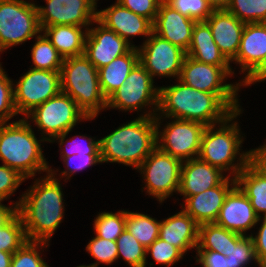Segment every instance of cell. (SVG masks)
Wrapping results in <instances>:
<instances>
[{
	"mask_svg": "<svg viewBox=\"0 0 266 267\" xmlns=\"http://www.w3.org/2000/svg\"><path fill=\"white\" fill-rule=\"evenodd\" d=\"M31 119L42 131L48 135V142L59 140L60 148L65 143V138L75 127L78 121L90 120L77 106V103L67 94L60 92L29 112L25 119ZM51 137V138H50Z\"/></svg>",
	"mask_w": 266,
	"mask_h": 267,
	"instance_id": "52a82bcc",
	"label": "cell"
},
{
	"mask_svg": "<svg viewBox=\"0 0 266 267\" xmlns=\"http://www.w3.org/2000/svg\"><path fill=\"white\" fill-rule=\"evenodd\" d=\"M222 173L199 157L183 161L178 193L186 199L218 186L226 178Z\"/></svg>",
	"mask_w": 266,
	"mask_h": 267,
	"instance_id": "603a6c76",
	"label": "cell"
},
{
	"mask_svg": "<svg viewBox=\"0 0 266 267\" xmlns=\"http://www.w3.org/2000/svg\"><path fill=\"white\" fill-rule=\"evenodd\" d=\"M154 80L138 62L126 78L125 83L108 99L107 108H118L122 111L141 110L148 105L153 108L154 117L158 114L159 88L153 86Z\"/></svg>",
	"mask_w": 266,
	"mask_h": 267,
	"instance_id": "8fae6325",
	"label": "cell"
},
{
	"mask_svg": "<svg viewBox=\"0 0 266 267\" xmlns=\"http://www.w3.org/2000/svg\"><path fill=\"white\" fill-rule=\"evenodd\" d=\"M60 81L61 92L69 95L88 118H95L102 109L107 108L98 69L84 54L63 59Z\"/></svg>",
	"mask_w": 266,
	"mask_h": 267,
	"instance_id": "5b68a950",
	"label": "cell"
},
{
	"mask_svg": "<svg viewBox=\"0 0 266 267\" xmlns=\"http://www.w3.org/2000/svg\"><path fill=\"white\" fill-rule=\"evenodd\" d=\"M13 81L0 65V124L17 115L14 104Z\"/></svg>",
	"mask_w": 266,
	"mask_h": 267,
	"instance_id": "f35d334b",
	"label": "cell"
},
{
	"mask_svg": "<svg viewBox=\"0 0 266 267\" xmlns=\"http://www.w3.org/2000/svg\"><path fill=\"white\" fill-rule=\"evenodd\" d=\"M25 181L16 170L6 165L0 166V202L13 195L19 185Z\"/></svg>",
	"mask_w": 266,
	"mask_h": 267,
	"instance_id": "b9f144b4",
	"label": "cell"
},
{
	"mask_svg": "<svg viewBox=\"0 0 266 267\" xmlns=\"http://www.w3.org/2000/svg\"><path fill=\"white\" fill-rule=\"evenodd\" d=\"M199 224L184 210L160 221L159 238L184 254L198 246Z\"/></svg>",
	"mask_w": 266,
	"mask_h": 267,
	"instance_id": "cb8c5ba5",
	"label": "cell"
},
{
	"mask_svg": "<svg viewBox=\"0 0 266 267\" xmlns=\"http://www.w3.org/2000/svg\"><path fill=\"white\" fill-rule=\"evenodd\" d=\"M159 5H162V4H169L172 0H157Z\"/></svg>",
	"mask_w": 266,
	"mask_h": 267,
	"instance_id": "db71d44e",
	"label": "cell"
},
{
	"mask_svg": "<svg viewBox=\"0 0 266 267\" xmlns=\"http://www.w3.org/2000/svg\"><path fill=\"white\" fill-rule=\"evenodd\" d=\"M156 121V142L157 147L172 157L182 162L199 156L201 139L206 128L205 125L183 119H176L159 131L161 122Z\"/></svg>",
	"mask_w": 266,
	"mask_h": 267,
	"instance_id": "30bf717a",
	"label": "cell"
},
{
	"mask_svg": "<svg viewBox=\"0 0 266 267\" xmlns=\"http://www.w3.org/2000/svg\"><path fill=\"white\" fill-rule=\"evenodd\" d=\"M36 39L37 41L31 50V57L34 64L32 68L60 71L64 58L44 34H39Z\"/></svg>",
	"mask_w": 266,
	"mask_h": 267,
	"instance_id": "4dcf8cb0",
	"label": "cell"
},
{
	"mask_svg": "<svg viewBox=\"0 0 266 267\" xmlns=\"http://www.w3.org/2000/svg\"><path fill=\"white\" fill-rule=\"evenodd\" d=\"M41 32L35 3L0 0V52L37 37Z\"/></svg>",
	"mask_w": 266,
	"mask_h": 267,
	"instance_id": "ba28073f",
	"label": "cell"
},
{
	"mask_svg": "<svg viewBox=\"0 0 266 267\" xmlns=\"http://www.w3.org/2000/svg\"><path fill=\"white\" fill-rule=\"evenodd\" d=\"M232 74L234 71L230 66L206 64L186 55L179 80L199 91L214 94H238L240 85L244 86L241 82L235 85L224 83L225 78L227 79Z\"/></svg>",
	"mask_w": 266,
	"mask_h": 267,
	"instance_id": "5bb4252c",
	"label": "cell"
},
{
	"mask_svg": "<svg viewBox=\"0 0 266 267\" xmlns=\"http://www.w3.org/2000/svg\"><path fill=\"white\" fill-rule=\"evenodd\" d=\"M182 161L156 147L137 168L143 174L148 195L162 203L173 192H178Z\"/></svg>",
	"mask_w": 266,
	"mask_h": 267,
	"instance_id": "9c48e42d",
	"label": "cell"
},
{
	"mask_svg": "<svg viewBox=\"0 0 266 267\" xmlns=\"http://www.w3.org/2000/svg\"><path fill=\"white\" fill-rule=\"evenodd\" d=\"M118 258L123 257L130 267H146V248L125 228L116 240Z\"/></svg>",
	"mask_w": 266,
	"mask_h": 267,
	"instance_id": "1f68e13d",
	"label": "cell"
},
{
	"mask_svg": "<svg viewBox=\"0 0 266 267\" xmlns=\"http://www.w3.org/2000/svg\"><path fill=\"white\" fill-rule=\"evenodd\" d=\"M186 55L206 64L230 66V62L214 42L210 27L206 21L195 23L192 31L191 44Z\"/></svg>",
	"mask_w": 266,
	"mask_h": 267,
	"instance_id": "d4e9b609",
	"label": "cell"
},
{
	"mask_svg": "<svg viewBox=\"0 0 266 267\" xmlns=\"http://www.w3.org/2000/svg\"><path fill=\"white\" fill-rule=\"evenodd\" d=\"M96 236L111 241H116L126 227V211L101 212L94 219Z\"/></svg>",
	"mask_w": 266,
	"mask_h": 267,
	"instance_id": "d6a6232c",
	"label": "cell"
},
{
	"mask_svg": "<svg viewBox=\"0 0 266 267\" xmlns=\"http://www.w3.org/2000/svg\"><path fill=\"white\" fill-rule=\"evenodd\" d=\"M121 5L137 15L143 16L154 23L158 13L159 3L157 0H116Z\"/></svg>",
	"mask_w": 266,
	"mask_h": 267,
	"instance_id": "ee69618b",
	"label": "cell"
},
{
	"mask_svg": "<svg viewBox=\"0 0 266 267\" xmlns=\"http://www.w3.org/2000/svg\"><path fill=\"white\" fill-rule=\"evenodd\" d=\"M13 254L14 253L0 251V267H10Z\"/></svg>",
	"mask_w": 266,
	"mask_h": 267,
	"instance_id": "816d5d0a",
	"label": "cell"
},
{
	"mask_svg": "<svg viewBox=\"0 0 266 267\" xmlns=\"http://www.w3.org/2000/svg\"><path fill=\"white\" fill-rule=\"evenodd\" d=\"M48 245L47 242L27 241L13 254L10 267H49L38 252L39 247Z\"/></svg>",
	"mask_w": 266,
	"mask_h": 267,
	"instance_id": "8d00e7d4",
	"label": "cell"
},
{
	"mask_svg": "<svg viewBox=\"0 0 266 267\" xmlns=\"http://www.w3.org/2000/svg\"><path fill=\"white\" fill-rule=\"evenodd\" d=\"M97 20L128 43L129 37L143 35L148 39L153 32V23L149 19L135 14L119 2L97 11Z\"/></svg>",
	"mask_w": 266,
	"mask_h": 267,
	"instance_id": "ffe728a7",
	"label": "cell"
},
{
	"mask_svg": "<svg viewBox=\"0 0 266 267\" xmlns=\"http://www.w3.org/2000/svg\"><path fill=\"white\" fill-rule=\"evenodd\" d=\"M228 257L229 267H244L254 260L258 266L252 236H244L233 232V246L228 253H223Z\"/></svg>",
	"mask_w": 266,
	"mask_h": 267,
	"instance_id": "e575fe53",
	"label": "cell"
},
{
	"mask_svg": "<svg viewBox=\"0 0 266 267\" xmlns=\"http://www.w3.org/2000/svg\"><path fill=\"white\" fill-rule=\"evenodd\" d=\"M39 141L48 142V137L37 140L25 118L7 125L0 124V159L25 179L34 177L37 171L48 174L50 168Z\"/></svg>",
	"mask_w": 266,
	"mask_h": 267,
	"instance_id": "277c9868",
	"label": "cell"
},
{
	"mask_svg": "<svg viewBox=\"0 0 266 267\" xmlns=\"http://www.w3.org/2000/svg\"><path fill=\"white\" fill-rule=\"evenodd\" d=\"M264 80H266V67L249 83V86L250 84L262 82Z\"/></svg>",
	"mask_w": 266,
	"mask_h": 267,
	"instance_id": "f5cc1de1",
	"label": "cell"
},
{
	"mask_svg": "<svg viewBox=\"0 0 266 267\" xmlns=\"http://www.w3.org/2000/svg\"><path fill=\"white\" fill-rule=\"evenodd\" d=\"M198 257L197 263H201L202 267H229L228 257L223 253L211 250H196Z\"/></svg>",
	"mask_w": 266,
	"mask_h": 267,
	"instance_id": "bcb514c9",
	"label": "cell"
},
{
	"mask_svg": "<svg viewBox=\"0 0 266 267\" xmlns=\"http://www.w3.org/2000/svg\"><path fill=\"white\" fill-rule=\"evenodd\" d=\"M248 164L266 178V144L248 151Z\"/></svg>",
	"mask_w": 266,
	"mask_h": 267,
	"instance_id": "c3c4849f",
	"label": "cell"
},
{
	"mask_svg": "<svg viewBox=\"0 0 266 267\" xmlns=\"http://www.w3.org/2000/svg\"><path fill=\"white\" fill-rule=\"evenodd\" d=\"M196 21L182 15L169 4L158 7L153 23V32L187 52Z\"/></svg>",
	"mask_w": 266,
	"mask_h": 267,
	"instance_id": "44dd1931",
	"label": "cell"
},
{
	"mask_svg": "<svg viewBox=\"0 0 266 267\" xmlns=\"http://www.w3.org/2000/svg\"><path fill=\"white\" fill-rule=\"evenodd\" d=\"M146 249L159 237L160 221L146 214L126 211V227Z\"/></svg>",
	"mask_w": 266,
	"mask_h": 267,
	"instance_id": "f546056e",
	"label": "cell"
},
{
	"mask_svg": "<svg viewBox=\"0 0 266 267\" xmlns=\"http://www.w3.org/2000/svg\"><path fill=\"white\" fill-rule=\"evenodd\" d=\"M156 132L152 111L123 124L99 140L101 163L117 162L137 169L157 147Z\"/></svg>",
	"mask_w": 266,
	"mask_h": 267,
	"instance_id": "3957f363",
	"label": "cell"
},
{
	"mask_svg": "<svg viewBox=\"0 0 266 267\" xmlns=\"http://www.w3.org/2000/svg\"><path fill=\"white\" fill-rule=\"evenodd\" d=\"M205 21L219 50L232 62L236 58L246 23L227 10H214Z\"/></svg>",
	"mask_w": 266,
	"mask_h": 267,
	"instance_id": "7402d4cb",
	"label": "cell"
},
{
	"mask_svg": "<svg viewBox=\"0 0 266 267\" xmlns=\"http://www.w3.org/2000/svg\"><path fill=\"white\" fill-rule=\"evenodd\" d=\"M13 88L17 114L25 116L61 92L60 71L30 68Z\"/></svg>",
	"mask_w": 266,
	"mask_h": 267,
	"instance_id": "7c38bea8",
	"label": "cell"
},
{
	"mask_svg": "<svg viewBox=\"0 0 266 267\" xmlns=\"http://www.w3.org/2000/svg\"><path fill=\"white\" fill-rule=\"evenodd\" d=\"M138 62L139 53L137 47H133L128 53L98 69L100 88L106 99L125 83L130 71Z\"/></svg>",
	"mask_w": 266,
	"mask_h": 267,
	"instance_id": "484cf974",
	"label": "cell"
},
{
	"mask_svg": "<svg viewBox=\"0 0 266 267\" xmlns=\"http://www.w3.org/2000/svg\"><path fill=\"white\" fill-rule=\"evenodd\" d=\"M233 246V232L215 223L199 225L198 246L196 250H211L228 253Z\"/></svg>",
	"mask_w": 266,
	"mask_h": 267,
	"instance_id": "f1b7e54d",
	"label": "cell"
},
{
	"mask_svg": "<svg viewBox=\"0 0 266 267\" xmlns=\"http://www.w3.org/2000/svg\"><path fill=\"white\" fill-rule=\"evenodd\" d=\"M93 23H98V27L87 29L84 55L97 69L137 47L105 27L97 19Z\"/></svg>",
	"mask_w": 266,
	"mask_h": 267,
	"instance_id": "e0dca14e",
	"label": "cell"
},
{
	"mask_svg": "<svg viewBox=\"0 0 266 267\" xmlns=\"http://www.w3.org/2000/svg\"><path fill=\"white\" fill-rule=\"evenodd\" d=\"M79 137H82L84 138L86 141V144H81V141L74 136V138L76 139L74 140L70 138L71 140V144L69 145H66L65 146V149H62L63 151H61L60 154L61 155V158L63 159L64 157H68V156H72L73 154H100V147H99V140L97 141H94L93 138L89 137L86 139V136L82 135V136H79ZM83 140V139H82ZM68 146V147H67Z\"/></svg>",
	"mask_w": 266,
	"mask_h": 267,
	"instance_id": "f6af8a7d",
	"label": "cell"
},
{
	"mask_svg": "<svg viewBox=\"0 0 266 267\" xmlns=\"http://www.w3.org/2000/svg\"><path fill=\"white\" fill-rule=\"evenodd\" d=\"M86 250L97 261L92 265H80L81 267H98L99 263L112 264L118 259L116 241L94 237L87 245Z\"/></svg>",
	"mask_w": 266,
	"mask_h": 267,
	"instance_id": "74e56055",
	"label": "cell"
},
{
	"mask_svg": "<svg viewBox=\"0 0 266 267\" xmlns=\"http://www.w3.org/2000/svg\"><path fill=\"white\" fill-rule=\"evenodd\" d=\"M139 63L152 78L157 76L177 77L179 79L186 52L171 44L154 32L145 40L140 48Z\"/></svg>",
	"mask_w": 266,
	"mask_h": 267,
	"instance_id": "4fadbf2b",
	"label": "cell"
},
{
	"mask_svg": "<svg viewBox=\"0 0 266 267\" xmlns=\"http://www.w3.org/2000/svg\"><path fill=\"white\" fill-rule=\"evenodd\" d=\"M231 181V182H230ZM231 186V187H230ZM236 186V179L229 176L218 185L185 199L183 210L199 225L215 223L226 196Z\"/></svg>",
	"mask_w": 266,
	"mask_h": 267,
	"instance_id": "d6986e66",
	"label": "cell"
},
{
	"mask_svg": "<svg viewBox=\"0 0 266 267\" xmlns=\"http://www.w3.org/2000/svg\"><path fill=\"white\" fill-rule=\"evenodd\" d=\"M149 252L155 262L166 265L167 267L178 262L184 255L180 249L159 237L146 249V254Z\"/></svg>",
	"mask_w": 266,
	"mask_h": 267,
	"instance_id": "60d3db41",
	"label": "cell"
},
{
	"mask_svg": "<svg viewBox=\"0 0 266 267\" xmlns=\"http://www.w3.org/2000/svg\"><path fill=\"white\" fill-rule=\"evenodd\" d=\"M259 219H263L259 231L255 237H253V234L251 236L259 265L266 266V217L263 216V218L260 217Z\"/></svg>",
	"mask_w": 266,
	"mask_h": 267,
	"instance_id": "7dc6e473",
	"label": "cell"
},
{
	"mask_svg": "<svg viewBox=\"0 0 266 267\" xmlns=\"http://www.w3.org/2000/svg\"><path fill=\"white\" fill-rule=\"evenodd\" d=\"M259 221L251 201L236 185L226 196L215 224L245 236Z\"/></svg>",
	"mask_w": 266,
	"mask_h": 267,
	"instance_id": "ac0fdd59",
	"label": "cell"
},
{
	"mask_svg": "<svg viewBox=\"0 0 266 267\" xmlns=\"http://www.w3.org/2000/svg\"><path fill=\"white\" fill-rule=\"evenodd\" d=\"M18 214V206L7 207L0 202V228L8 224Z\"/></svg>",
	"mask_w": 266,
	"mask_h": 267,
	"instance_id": "681fc988",
	"label": "cell"
},
{
	"mask_svg": "<svg viewBox=\"0 0 266 267\" xmlns=\"http://www.w3.org/2000/svg\"><path fill=\"white\" fill-rule=\"evenodd\" d=\"M76 25H56L41 27L43 34L63 58L84 54L87 30Z\"/></svg>",
	"mask_w": 266,
	"mask_h": 267,
	"instance_id": "4316f807",
	"label": "cell"
},
{
	"mask_svg": "<svg viewBox=\"0 0 266 267\" xmlns=\"http://www.w3.org/2000/svg\"><path fill=\"white\" fill-rule=\"evenodd\" d=\"M226 10L244 23L266 22V0H230Z\"/></svg>",
	"mask_w": 266,
	"mask_h": 267,
	"instance_id": "836d02e7",
	"label": "cell"
},
{
	"mask_svg": "<svg viewBox=\"0 0 266 267\" xmlns=\"http://www.w3.org/2000/svg\"><path fill=\"white\" fill-rule=\"evenodd\" d=\"M241 113V109L235 111L229 118L220 123L219 129L215 130V126H206L202 139L199 158L211 166L219 168L222 172L232 170L230 175L233 178L247 166L248 164V151L240 152L242 138L240 137V129L238 123L232 122ZM223 124V125H222ZM239 157V163L234 164V159Z\"/></svg>",
	"mask_w": 266,
	"mask_h": 267,
	"instance_id": "8992f818",
	"label": "cell"
},
{
	"mask_svg": "<svg viewBox=\"0 0 266 267\" xmlns=\"http://www.w3.org/2000/svg\"><path fill=\"white\" fill-rule=\"evenodd\" d=\"M213 10H226L230 0H207Z\"/></svg>",
	"mask_w": 266,
	"mask_h": 267,
	"instance_id": "f907efd6",
	"label": "cell"
},
{
	"mask_svg": "<svg viewBox=\"0 0 266 267\" xmlns=\"http://www.w3.org/2000/svg\"><path fill=\"white\" fill-rule=\"evenodd\" d=\"M46 7L37 6L40 27L76 25L87 30L97 19L93 0H45Z\"/></svg>",
	"mask_w": 266,
	"mask_h": 267,
	"instance_id": "9a60e30c",
	"label": "cell"
},
{
	"mask_svg": "<svg viewBox=\"0 0 266 267\" xmlns=\"http://www.w3.org/2000/svg\"><path fill=\"white\" fill-rule=\"evenodd\" d=\"M27 241L23 222L19 214L8 224L0 228V251L15 253Z\"/></svg>",
	"mask_w": 266,
	"mask_h": 267,
	"instance_id": "d590c367",
	"label": "cell"
},
{
	"mask_svg": "<svg viewBox=\"0 0 266 267\" xmlns=\"http://www.w3.org/2000/svg\"><path fill=\"white\" fill-rule=\"evenodd\" d=\"M76 160H78V163H73ZM63 162H65L68 170L61 172L62 178L67 176L66 179H70V176L77 171H81L93 164L101 163V159L100 154H73L72 156L64 157Z\"/></svg>",
	"mask_w": 266,
	"mask_h": 267,
	"instance_id": "7bdbcfd3",
	"label": "cell"
},
{
	"mask_svg": "<svg viewBox=\"0 0 266 267\" xmlns=\"http://www.w3.org/2000/svg\"><path fill=\"white\" fill-rule=\"evenodd\" d=\"M234 61L241 66V72H247L242 84L248 86L266 67V22L245 24Z\"/></svg>",
	"mask_w": 266,
	"mask_h": 267,
	"instance_id": "2e32d148",
	"label": "cell"
},
{
	"mask_svg": "<svg viewBox=\"0 0 266 267\" xmlns=\"http://www.w3.org/2000/svg\"><path fill=\"white\" fill-rule=\"evenodd\" d=\"M50 172L21 195L18 206L28 241L47 242L60 225L64 215L60 181Z\"/></svg>",
	"mask_w": 266,
	"mask_h": 267,
	"instance_id": "7a4b0ae2",
	"label": "cell"
},
{
	"mask_svg": "<svg viewBox=\"0 0 266 267\" xmlns=\"http://www.w3.org/2000/svg\"><path fill=\"white\" fill-rule=\"evenodd\" d=\"M159 87L158 112L155 119L161 117L195 121L205 126L218 125L240 110L238 94H214L199 91L184 84ZM159 115V116H158Z\"/></svg>",
	"mask_w": 266,
	"mask_h": 267,
	"instance_id": "6da1fadb",
	"label": "cell"
},
{
	"mask_svg": "<svg viewBox=\"0 0 266 267\" xmlns=\"http://www.w3.org/2000/svg\"><path fill=\"white\" fill-rule=\"evenodd\" d=\"M236 185L251 201L256 215L266 217V178L249 164L236 176ZM259 213H263L262 215Z\"/></svg>",
	"mask_w": 266,
	"mask_h": 267,
	"instance_id": "83f0119b",
	"label": "cell"
},
{
	"mask_svg": "<svg viewBox=\"0 0 266 267\" xmlns=\"http://www.w3.org/2000/svg\"><path fill=\"white\" fill-rule=\"evenodd\" d=\"M169 5L196 22L205 21L214 11L207 0H172Z\"/></svg>",
	"mask_w": 266,
	"mask_h": 267,
	"instance_id": "ab89813d",
	"label": "cell"
}]
</instances>
